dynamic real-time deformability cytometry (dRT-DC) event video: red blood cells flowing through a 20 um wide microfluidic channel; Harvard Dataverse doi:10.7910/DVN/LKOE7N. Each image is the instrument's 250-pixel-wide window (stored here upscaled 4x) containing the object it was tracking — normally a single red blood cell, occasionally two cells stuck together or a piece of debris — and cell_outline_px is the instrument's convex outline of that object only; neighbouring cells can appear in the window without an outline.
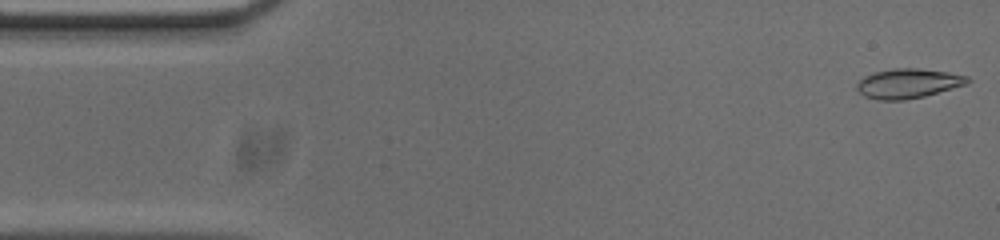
{"species": "common noctule bat (a hibernating species)", "species_latin": "Nyctalus noctula", "temperature_condition": "cold", "stored_images_in_passage": 53, "camera_frame_rate_fps": 3000, "um_per_image_px": 0.085, "animal": {"sex": "male", "body_mass_g": 20.0, "forearm_length_mm": 53.3}, "frame": {"image": 1, "passage_image": 1, "time_ms": 0.0, "image_size_px": [1000, 240], "cell_outline_px": [[972, 80], [964, 84], [924, 96], [904, 100], [876, 100], [864, 96], [856, 88], [856, 84], [864, 76], [876, 72], [896, 68], [916, 68], [948, 72], [968, 76]], "centroid_in_image_um": [77.16, 7.09], "position_along_channel_um": 7.8, "area_um2": 18.84}}
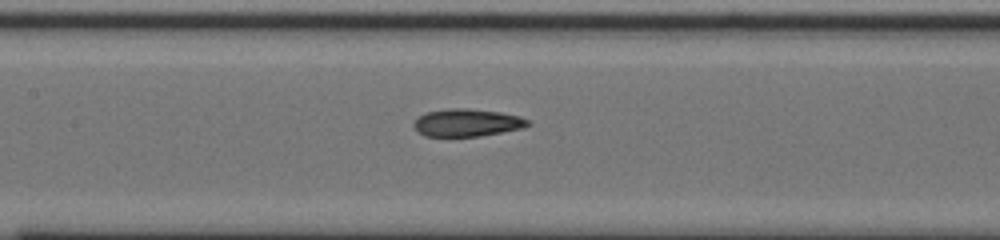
{"frame": {"image": 2, "passage_image": 23, "time_ms": 7.333, "image_size_px": [1000, 240], "cell_outline_px": [[532, 124], [524, 128], [480, 136], [424, 136], [412, 124], [420, 116], [428, 112], [448, 108], [468, 108], [500, 112], [520, 116], [528, 120]], "centroid_in_image_um": [39.75, 10.42], "position_along_channel_um": 167.7, "area_um2": 18.26}}
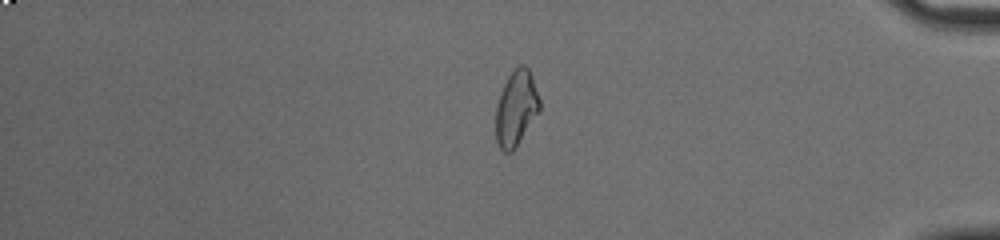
{"frame": {"image": 3, "passage_image": 44, "time_ms": 14.333, "image_size_px": [1000, 240], "cell_outline_px": [[540, 112], [516, 148], [512, 152], [504, 152], [500, 148], [496, 140], [496, 104], [500, 92], [508, 76], [520, 64], [524, 64], [528, 68], [532, 76], [540, 100]], "centroid_in_image_um": [43.88, 9.22], "position_along_channel_um": 391.3, "area_um2": 19.48}, "authors_computed_cell_mechanics": {"area_um2": 19.1318, "velocity_mm_per_s": 3.7138, "shape_relaxation_time_tau1_ms": null, "shape_relaxation_time_tau2_ms": 3.3486, "deformation_change_tau1": null, "deformation_change_tau2": 0.0894}}